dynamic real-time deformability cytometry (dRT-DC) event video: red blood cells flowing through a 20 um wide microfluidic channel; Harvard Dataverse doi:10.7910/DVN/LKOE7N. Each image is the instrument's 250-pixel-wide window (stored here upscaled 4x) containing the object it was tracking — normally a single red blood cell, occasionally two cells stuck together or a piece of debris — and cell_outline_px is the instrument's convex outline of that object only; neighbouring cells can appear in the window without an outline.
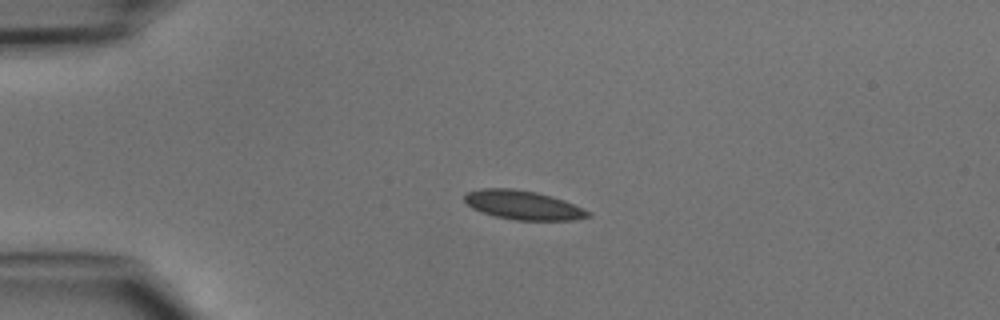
{"species": "common noctule bat (a hibernating species)", "species_latin": "Nyctalus noctula", "temperature_condition": "cold", "stored_images_in_passage": 37, "camera_frame_rate_fps": 3000, "um_per_image_px": 0.085, "animal": {"sex": "male", "body_mass_g": 15.6}, "frame": {"image": 1, "passage_image": 1, "time_ms": 0.0, "image_size_px": [1000, 320], "cell_outline_px": [[592, 216], [572, 220], [516, 220], [496, 216], [472, 208], [464, 200], [464, 196], [468, 192], [480, 188], [512, 188], [536, 192], [564, 200], [592, 212]], "centroid_in_image_um": [44.49, 17.43], "position_along_channel_um": 40.5, "area_um2": 20.75}}
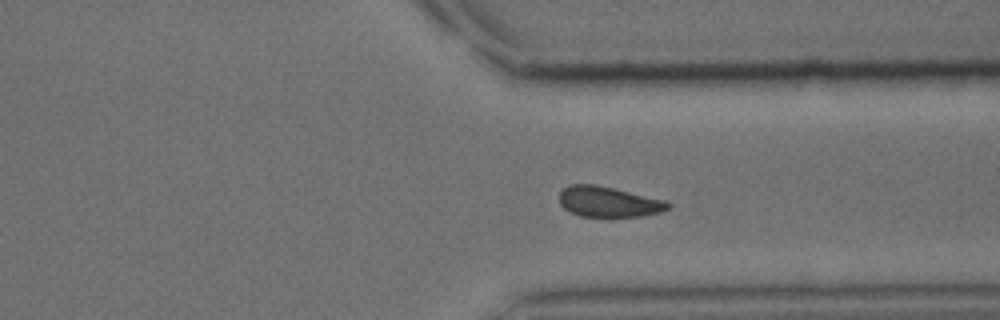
{"frame": {"image": 2, "passage_image": 26, "time_ms": 8.333, "image_size_px": [1000, 320], "cell_outline_px": [[672, 204], [668, 208], [660, 212], [640, 216], [580, 216], [564, 208], [560, 204], [560, 192], [568, 184], [596, 184], [668, 200]], "centroid_in_image_um": [51.75, 17.13], "position_along_channel_um": 359.6, "area_um2": 19.31}}
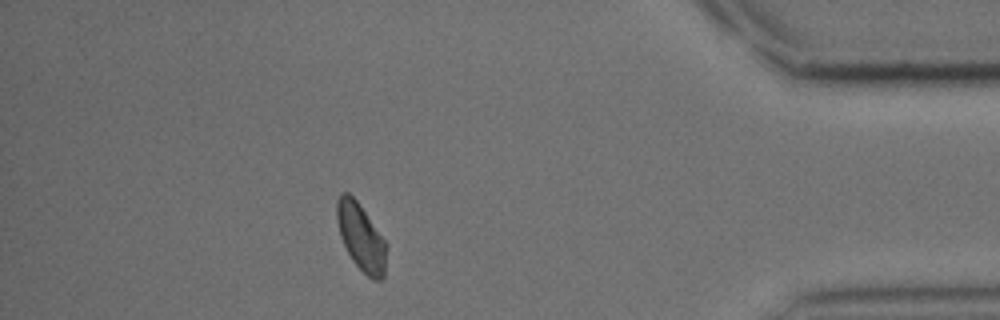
{"frame": {"image": 3, "passage_image": 32, "time_ms": 10.333, "image_size_px": [1000, 320], "cell_outline_px": [[388, 244], [384, 276], [380, 280], [372, 280], [352, 260], [340, 236], [336, 220], [336, 200], [340, 192], [348, 192], [360, 204]], "centroid_in_image_um": [30.69, 20.13], "position_along_channel_um": 404.5, "area_um2": 19.59}}